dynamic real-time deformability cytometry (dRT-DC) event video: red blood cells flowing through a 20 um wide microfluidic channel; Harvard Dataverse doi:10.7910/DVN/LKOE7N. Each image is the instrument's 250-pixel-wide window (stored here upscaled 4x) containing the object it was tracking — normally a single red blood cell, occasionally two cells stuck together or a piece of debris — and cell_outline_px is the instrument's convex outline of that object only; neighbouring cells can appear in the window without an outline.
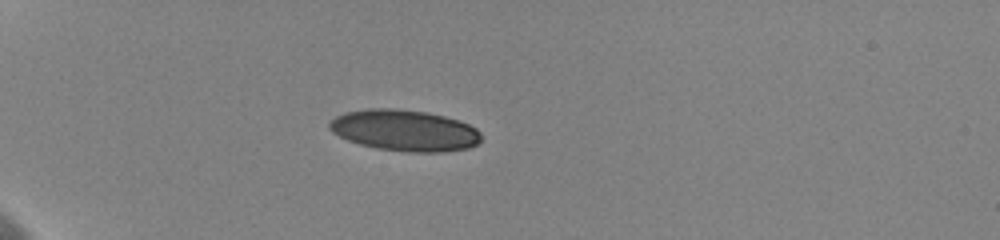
{"species": "human", "species_latin": "Homo sapiens", "temperature_condition": "cold", "stored_images_in_passage": 3, "camera_frame_rate_fps": 3000, "um_per_image_px": 0.085, "donor": {"sex": "female"}, "frame": {"image": 1, "passage_image": 1, "time_ms": 0.0, "image_size_px": [1000, 240], "cell_outline_px": [[480, 140], [476, 144], [468, 148], [444, 152], [408, 152], [376, 148], [360, 144], [348, 140], [332, 132], [328, 128], [328, 124], [336, 116], [344, 112], [368, 108], [392, 108], [428, 112], [444, 116], [468, 124], [476, 128], [480, 132]], "centroid_in_image_um": [34.37, 11.08], "position_along_channel_um": 50.6, "area_um2": 36.47}}